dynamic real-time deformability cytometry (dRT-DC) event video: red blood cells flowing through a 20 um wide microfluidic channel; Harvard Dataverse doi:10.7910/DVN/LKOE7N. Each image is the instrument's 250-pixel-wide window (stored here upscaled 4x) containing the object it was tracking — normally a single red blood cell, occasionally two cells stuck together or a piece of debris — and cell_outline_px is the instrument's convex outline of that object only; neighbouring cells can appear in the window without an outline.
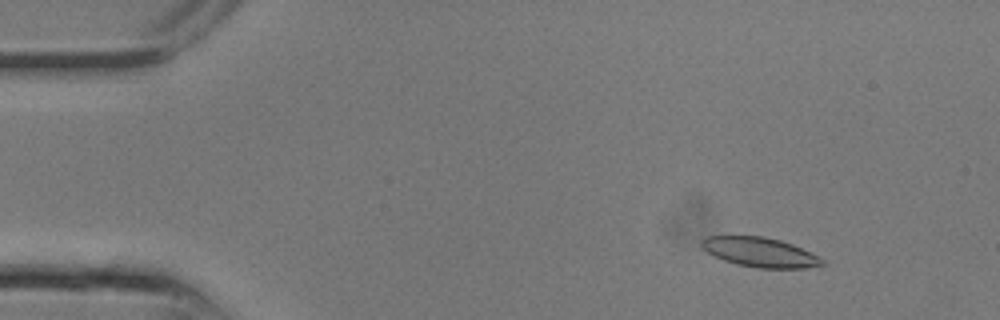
{"species": "common noctule bat (a hibernating species)", "species_latin": "Nyctalus noctula", "temperature_condition": "room temperature", "stored_images_in_passage": 8, "camera_frame_rate_fps": 3000, "um_per_image_px": 0.085, "animal": {"sex": "male", "body_mass_g": 13.3}, "frame": {"image": 1, "passage_image": 2, "time_ms": 0.333, "image_size_px": [1000, 320], "cell_outline_px": [[824, 264], [804, 268], [760, 268], [736, 264], [724, 260], [708, 252], [700, 244], [700, 240], [708, 236], [764, 236], [780, 240], [792, 244], [820, 256], [824, 260]], "centroid_in_image_um": [64.61, 21.43], "position_along_channel_um": 20.4, "area_um2": 20.63}}
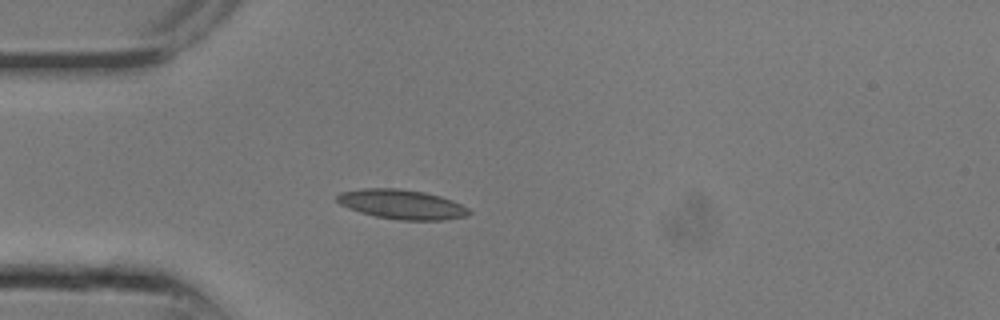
{"frame": {"image": 2, "passage_image": 6, "time_ms": 1.667, "image_size_px": [1000, 320], "cell_outline_px": [[472, 212], [464, 216], [444, 220], [400, 220], [376, 216], [360, 212], [348, 208], [340, 204], [336, 200], [336, 196], [340, 192], [360, 188], [396, 188], [424, 192], [440, 196], [452, 200], [468, 208]], "centroid_in_image_um": [34.12, 17.36], "position_along_channel_um": 50.9, "area_um2": 22.66}}
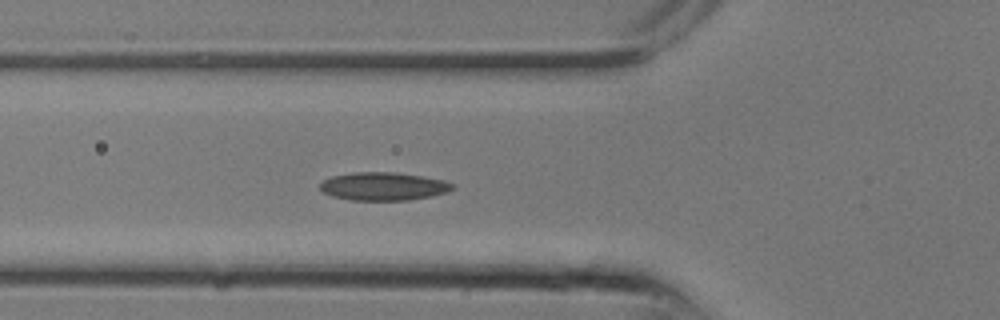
{"frame": {"image": 3, "passage_image": 8, "time_ms": 2.333, "image_size_px": [1000, 320], "cell_outline_px": [[456, 188], [448, 192], [432, 196], [408, 200], [352, 200], [332, 196], [324, 192], [320, 188], [320, 184], [324, 180], [332, 176], [352, 172], [396, 172], [444, 180], [452, 184]], "centroid_in_image_um": [32.61, 15.84], "position_along_channel_um": 93.2, "area_um2": 21.68}}